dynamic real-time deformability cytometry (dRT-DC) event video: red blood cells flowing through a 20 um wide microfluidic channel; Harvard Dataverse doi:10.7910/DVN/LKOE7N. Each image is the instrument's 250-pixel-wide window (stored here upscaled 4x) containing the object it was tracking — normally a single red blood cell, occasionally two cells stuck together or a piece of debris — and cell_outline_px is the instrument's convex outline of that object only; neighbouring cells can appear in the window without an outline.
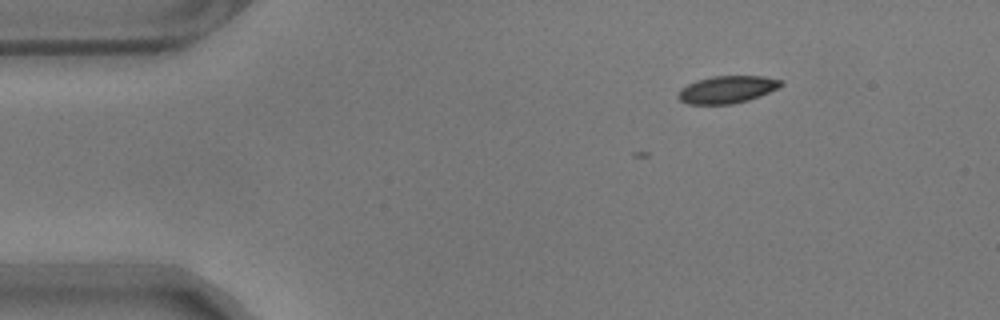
{"species": "common noctule bat (a hibernating species)", "species_latin": "Nyctalus noctula", "temperature_condition": "warm", "stored_images_in_passage": 9, "camera_frame_rate_fps": 3000, "um_per_image_px": 0.085, "animal": {"sex": "male", "body_mass_g": 17.9}, "frame": {"image": 1, "passage_image": 1, "time_ms": 0.0, "image_size_px": [1000, 320], "cell_outline_px": [[784, 84], [760, 96], [748, 100], [732, 104], [688, 104], [680, 100], [676, 96], [680, 88], [696, 80], [712, 76], [764, 76], [780, 80]], "centroid_in_image_um": [61.76, 7.61], "position_along_channel_um": 23.2, "area_um2": 16.36}}
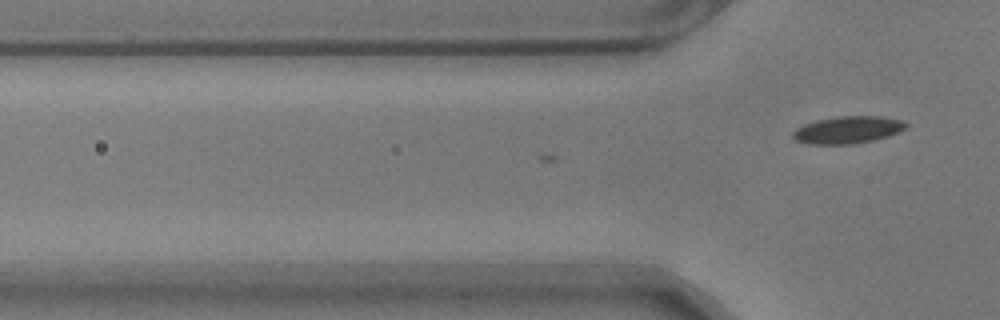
{"frame": {"image": 2, "passage_image": 9, "time_ms": 2.667, "image_size_px": [1000, 320], "cell_outline_px": [[908, 124], [904, 128], [888, 136], [872, 140], [852, 144], [812, 144], [796, 140], [792, 136], [792, 132], [796, 128], [804, 124], [816, 120], [836, 116], [880, 116], [904, 120]], "centroid_in_image_um": [72.04, 11.02], "position_along_channel_um": 53.8, "area_um2": 17.86}}